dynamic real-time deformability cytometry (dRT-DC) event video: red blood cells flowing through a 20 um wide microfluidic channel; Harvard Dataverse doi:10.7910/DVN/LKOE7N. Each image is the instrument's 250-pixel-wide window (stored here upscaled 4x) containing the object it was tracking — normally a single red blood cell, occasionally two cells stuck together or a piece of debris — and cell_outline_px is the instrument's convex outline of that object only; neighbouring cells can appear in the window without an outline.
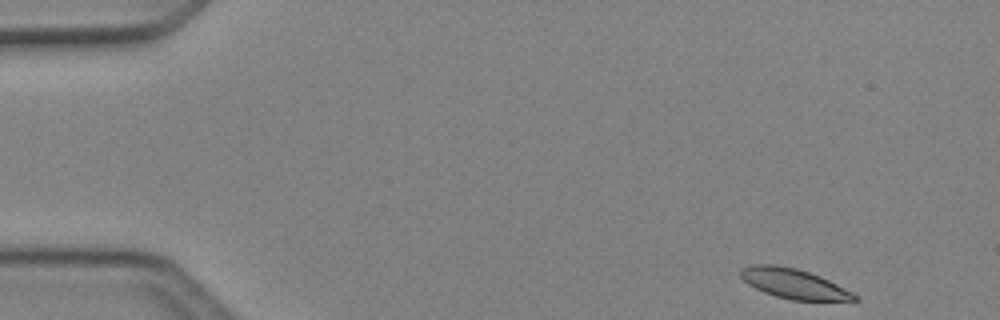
{"species": "Egyptian fruit bat (a non-hibernating species)", "species_latin": "Rousettus aegyptiacus", "temperature_condition": "cold", "stored_images_in_passage": 47, "camera_frame_rate_fps": 3000, "um_per_image_px": 0.085, "animal": {"sex": "female"}, "frame": {"image": 1, "passage_image": 1, "time_ms": 0.0, "image_size_px": [1000, 320], "cell_outline_px": [[860, 300], [792, 300], [776, 296], [764, 292], [748, 284], [740, 276], [740, 268], [752, 264], [776, 264], [796, 268], [820, 276], [860, 296]], "centroid_in_image_um": [67.45, 24.1], "position_along_channel_um": 17.5, "area_um2": 19.71}}
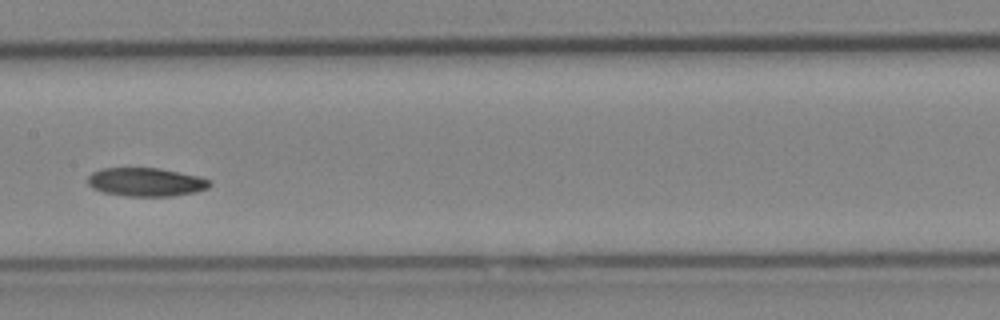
{"frame": {"image": 2, "passage_image": 22, "time_ms": 7.0, "image_size_px": [1000, 320], "cell_outline_px": [[212, 184], [208, 188], [196, 192], [172, 196], [128, 196], [104, 192], [92, 188], [88, 184], [88, 176], [92, 172], [100, 168], [160, 168], [200, 176], [212, 180]], "centroid_in_image_um": [12.44, 15.47], "position_along_channel_um": 195.0, "area_um2": 20.46}}
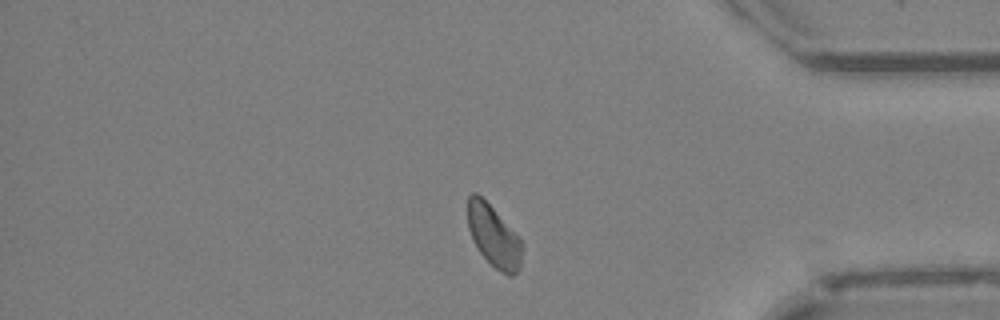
{"frame": {"image": 3, "passage_image": 38, "time_ms": 12.333, "image_size_px": [1000, 320], "cell_outline_px": [[524, 248], [520, 268], [512, 276], [508, 276], [496, 268], [480, 252], [472, 240], [468, 228], [468, 196], [472, 192], [476, 192], [520, 236], [524, 244]], "centroid_in_image_um": [42.01, 20.09], "position_along_channel_um": 393.2, "area_um2": 19.65}, "authors_computed_cell_mechanics": {"area_um2": 20.4034, "velocity_mm_per_s": 4.1429, "shape_relaxation_time_tau1_ms": 6.1053, "shape_relaxation_time_tau2_ms": null, "deformation_change_tau1": 0.094, "deformation_change_tau2": null}}